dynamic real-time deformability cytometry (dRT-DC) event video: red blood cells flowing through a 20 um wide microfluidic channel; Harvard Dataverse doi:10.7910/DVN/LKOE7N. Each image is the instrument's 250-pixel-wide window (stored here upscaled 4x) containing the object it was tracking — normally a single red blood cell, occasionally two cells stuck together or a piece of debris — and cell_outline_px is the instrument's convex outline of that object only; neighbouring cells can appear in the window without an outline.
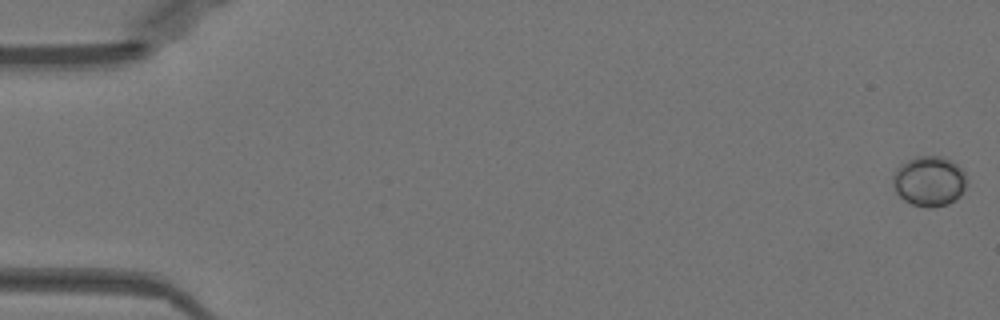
{"species": "Egyptian fruit bat (a non-hibernating species)", "species_latin": "Rousettus aegyptiacus", "temperature_condition": "warm", "stored_images_in_passage": 52, "camera_frame_rate_fps": 3000, "um_per_image_px": 0.085, "animal": {"sex": "female"}, "frame": {"image": 1, "passage_image": 1, "time_ms": 0.0, "image_size_px": [1000, 320], "cell_outline_px": [[968, 184], [960, 196], [948, 204], [932, 208], [928, 208], [912, 204], [904, 200], [896, 192], [892, 184], [892, 176], [896, 168], [900, 164], [916, 156], [944, 156], [952, 160], [964, 172], [968, 180]], "centroid_in_image_um": [78.99, 15.39], "position_along_channel_um": 6.0, "area_um2": 21.96}}
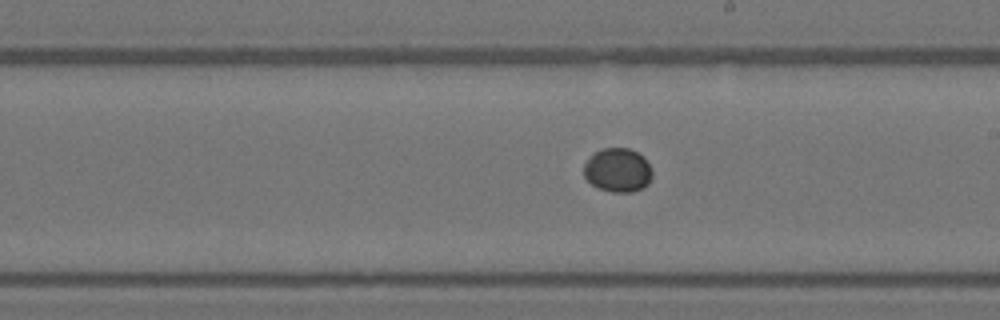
{"frame": {"image": 2, "passage_image": 30, "time_ms": 9.667, "image_size_px": [1000, 320], "cell_outline_px": [[652, 176], [648, 184], [632, 192], [612, 192], [600, 188], [592, 184], [584, 176], [584, 164], [600, 148], [628, 148], [644, 156], [652, 168]], "centroid_in_image_um": [52.53, 14.45], "position_along_channel_um": 236.5, "area_um2": 17.4}}
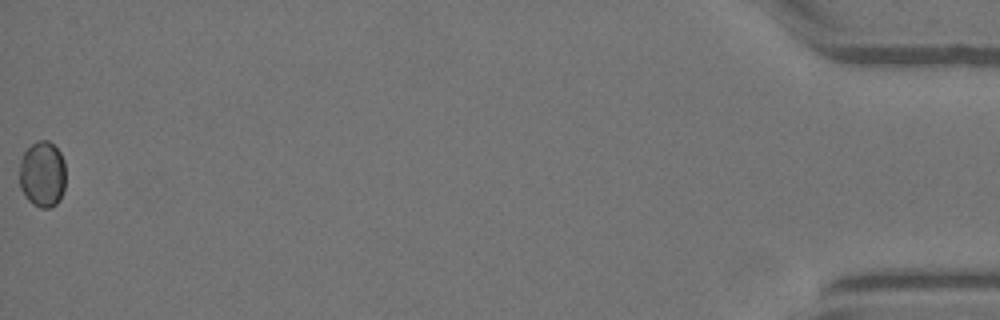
{"frame": {"image": 3, "passage_image": 52, "time_ms": 17.0, "image_size_px": [1000, 320], "cell_outline_px": [[64, 188], [60, 200], [56, 204], [48, 208], [40, 208], [32, 204], [28, 200], [20, 188], [20, 160], [24, 152], [36, 140], [48, 140], [60, 152], [64, 160]], "centroid_in_image_um": [3.6, 14.81], "position_along_channel_um": 431.6, "area_um2": 17.86}}